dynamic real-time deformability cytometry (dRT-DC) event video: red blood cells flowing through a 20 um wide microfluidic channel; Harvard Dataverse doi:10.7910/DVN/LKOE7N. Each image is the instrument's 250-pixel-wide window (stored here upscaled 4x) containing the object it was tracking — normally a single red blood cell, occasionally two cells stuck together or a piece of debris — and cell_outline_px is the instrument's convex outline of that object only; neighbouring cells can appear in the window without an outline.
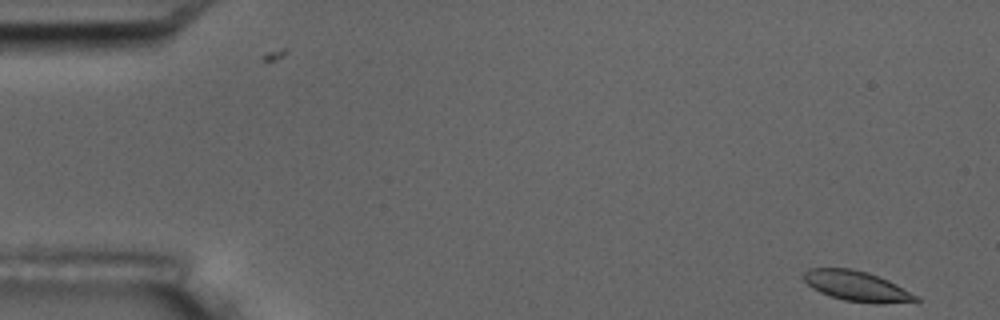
{"species": "common noctule bat (a hibernating species)", "species_latin": "Nyctalus noctula", "temperature_condition": "room temperature", "stored_images_in_passage": 5, "camera_frame_rate_fps": 3000, "um_per_image_px": 0.085, "animal": {"sex": "male", "body_mass_g": 17.5, "forearm_length_mm": 52.3}, "frame": {"image": 1, "passage_image": 1, "time_ms": 0.0, "image_size_px": [1000, 320], "cell_outline_px": [[920, 300], [844, 300], [828, 296], [812, 288], [804, 280], [804, 272], [808, 268], [852, 268], [868, 272], [888, 280], [896, 284], [916, 296]], "centroid_in_image_um": [72.64, 24.23], "position_along_channel_um": 12.4, "area_um2": 18.44}}
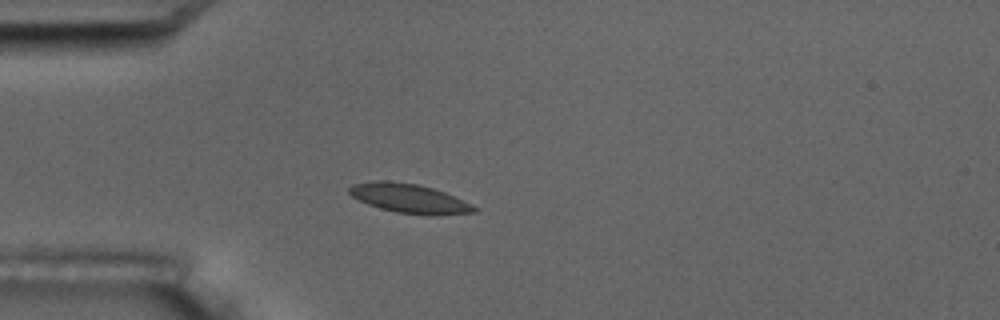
{"frame": {"image": 2, "passage_image": 4, "time_ms": 4.333, "image_size_px": [1000, 320], "cell_outline_px": [[480, 208], [476, 212], [436, 216], [428, 216], [396, 212], [380, 208], [368, 204], [352, 196], [348, 192], [348, 188], [352, 184], [376, 180], [384, 180], [416, 184], [432, 188], [444, 192], [472, 204]], "centroid_in_image_um": [34.81, 16.88], "position_along_channel_um": 50.2, "area_um2": 21.39}}